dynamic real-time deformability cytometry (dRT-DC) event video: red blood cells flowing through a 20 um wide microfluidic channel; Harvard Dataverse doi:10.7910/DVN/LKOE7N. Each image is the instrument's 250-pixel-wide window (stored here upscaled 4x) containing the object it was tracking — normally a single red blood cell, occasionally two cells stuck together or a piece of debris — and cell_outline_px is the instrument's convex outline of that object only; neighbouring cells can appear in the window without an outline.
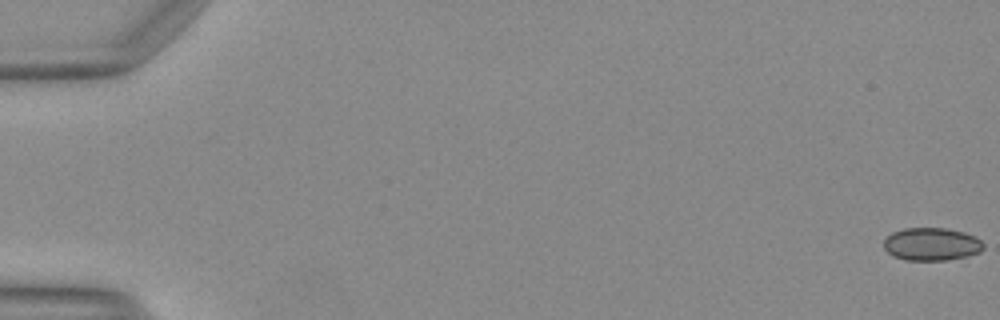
{"species": "Egyptian fruit bat (a non-hibernating species)", "species_latin": "Rousettus aegyptiacus", "temperature_condition": "warm", "stored_images_in_passage": 41, "camera_frame_rate_fps": 3000, "um_per_image_px": 0.085, "animal": {"sex": "female"}, "frame": {"image": 1, "passage_image": 1, "time_ms": 0.0, "image_size_px": [1000, 320], "cell_outline_px": [[984, 248], [980, 252], [968, 256], [948, 260], [904, 260], [892, 256], [884, 248], [884, 240], [892, 232], [904, 228], [948, 228], [964, 232], [976, 236], [984, 244]], "centroid_in_image_um": [79.2, 20.75], "position_along_channel_um": 5.8, "area_um2": 19.31}, "authors_computed_cell_mechanics": {"area_um2": 20.0566, "velocity_mm_per_s": 3.9691, "shape_relaxation_time_tau1_ms": 1.1874, "shape_relaxation_time_tau2_ms": 4.691, "deformation_change_tau1": 0.0414, "deformation_change_tau2": 0.0712}}